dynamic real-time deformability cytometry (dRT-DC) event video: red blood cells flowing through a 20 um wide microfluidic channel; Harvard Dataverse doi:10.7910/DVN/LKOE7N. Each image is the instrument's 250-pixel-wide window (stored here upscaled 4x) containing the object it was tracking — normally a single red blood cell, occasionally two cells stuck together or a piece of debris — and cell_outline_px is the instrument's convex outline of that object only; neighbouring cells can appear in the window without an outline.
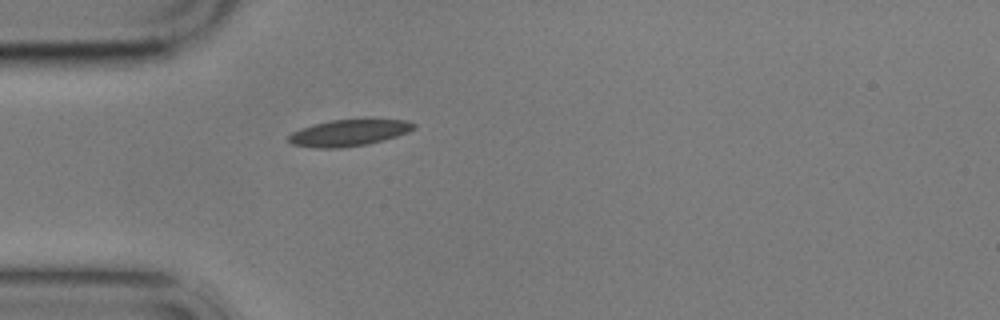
{"species": "common noctule bat (a hibernating species)", "species_latin": "Nyctalus noctula", "temperature_condition": "cold", "stored_images_in_passage": 1, "camera_frame_rate_fps": 3000, "um_per_image_px": 0.085, "animal": {"sex": "male", "body_mass_g": 17.9}, "frame": {"image": 1, "passage_image": 1, "time_ms": 0.0, "image_size_px": [1000, 320], "cell_outline_px": [[416, 128], [408, 132], [384, 140], [368, 144], [340, 148], [316, 148], [292, 144], [288, 140], [288, 136], [292, 132], [300, 128], [312, 124], [332, 120], [408, 120], [416, 124]], "centroid_in_image_um": [29.64, 11.29], "position_along_channel_um": 55.4, "area_um2": 19.25}}